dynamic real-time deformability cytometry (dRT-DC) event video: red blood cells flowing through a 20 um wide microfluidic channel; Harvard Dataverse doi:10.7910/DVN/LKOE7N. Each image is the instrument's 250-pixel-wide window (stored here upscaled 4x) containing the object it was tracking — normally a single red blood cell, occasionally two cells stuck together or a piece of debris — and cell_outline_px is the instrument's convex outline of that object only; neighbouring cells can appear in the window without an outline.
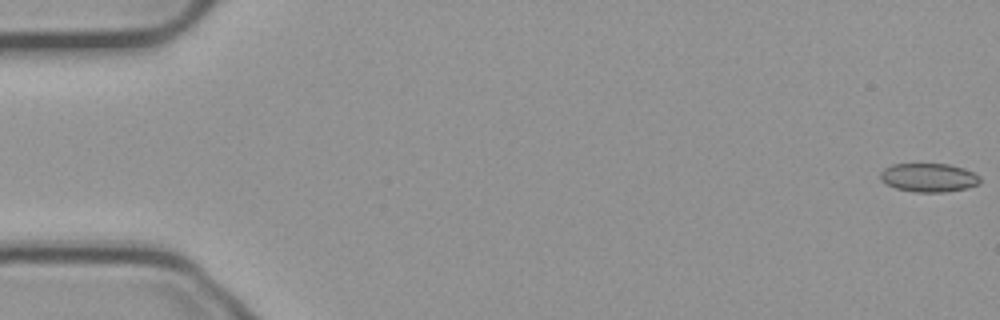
{"species": "common noctule bat (a hibernating species)", "species_latin": "Nyctalus noctula", "temperature_condition": "cold", "stored_images_in_passage": 56, "camera_frame_rate_fps": 3000, "um_per_image_px": 0.085, "animal": {"sex": "male", "body_mass_g": 23.1, "forearm_length_mm": 52.7}, "frame": {"image": 1, "passage_image": 1, "time_ms": 0.0, "image_size_px": [1000, 320], "cell_outline_px": [[980, 184], [968, 188], [944, 192], [916, 192], [896, 188], [880, 180], [880, 172], [884, 168], [892, 164], [948, 164], [964, 168], [980, 176]], "centroid_in_image_um": [78.95, 15.09], "position_along_channel_um": 6.0, "area_um2": 16.7}}
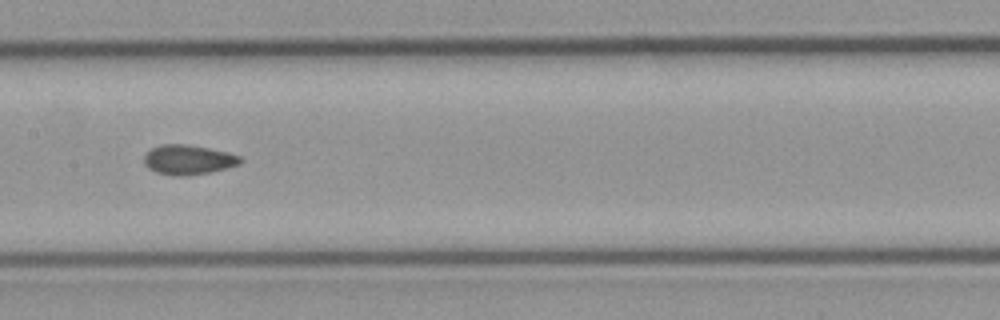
{"frame": {"image": 2, "passage_image": 28, "time_ms": 9.0, "image_size_px": [1000, 320], "cell_outline_px": [[244, 160], [240, 164], [228, 168], [188, 176], [172, 176], [156, 172], [148, 168], [144, 164], [144, 156], [152, 148], [160, 144], [184, 144], [208, 148], [228, 152], [240, 156]], "centroid_in_image_um": [16.01, 13.58], "position_along_channel_um": 191.4, "area_um2": 16.76}}
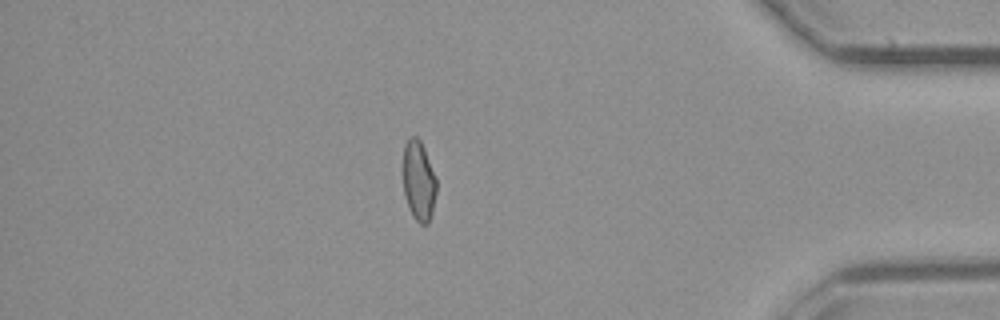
{"frame": {"image": 3, "passage_image": 48, "time_ms": 15.667, "image_size_px": [1000, 320], "cell_outline_px": [[436, 192], [432, 212], [428, 224], [420, 224], [412, 216], [408, 208], [404, 192], [404, 144], [408, 136], [416, 136], [420, 140], [424, 148], [436, 180]], "centroid_in_image_um": [35.58, 15.37], "position_along_channel_um": 399.6, "area_um2": 15.43}, "authors_computed_cell_mechanics": {"area_um2": 16.5886, "velocity_mm_per_s": 3.7332, "shape_relaxation_time_tau1_ms": null, "shape_relaxation_time_tau2_ms": 1.7635, "deformation_change_tau1": null, "deformation_change_tau2": 0.0463}}